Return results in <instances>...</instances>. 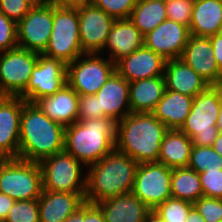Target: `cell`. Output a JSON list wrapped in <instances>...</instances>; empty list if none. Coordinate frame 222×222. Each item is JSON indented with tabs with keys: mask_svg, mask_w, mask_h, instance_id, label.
<instances>
[{
	"mask_svg": "<svg viewBox=\"0 0 222 222\" xmlns=\"http://www.w3.org/2000/svg\"><path fill=\"white\" fill-rule=\"evenodd\" d=\"M212 148L222 157V131L218 132L217 138L212 144Z\"/></svg>",
	"mask_w": 222,
	"mask_h": 222,
	"instance_id": "cell-46",
	"label": "cell"
},
{
	"mask_svg": "<svg viewBox=\"0 0 222 222\" xmlns=\"http://www.w3.org/2000/svg\"><path fill=\"white\" fill-rule=\"evenodd\" d=\"M100 207L105 222H145L151 209L132 192L103 200Z\"/></svg>",
	"mask_w": 222,
	"mask_h": 222,
	"instance_id": "cell-24",
	"label": "cell"
},
{
	"mask_svg": "<svg viewBox=\"0 0 222 222\" xmlns=\"http://www.w3.org/2000/svg\"><path fill=\"white\" fill-rule=\"evenodd\" d=\"M167 127L152 113H129L117 122L115 149L138 164L157 162Z\"/></svg>",
	"mask_w": 222,
	"mask_h": 222,
	"instance_id": "cell-2",
	"label": "cell"
},
{
	"mask_svg": "<svg viewBox=\"0 0 222 222\" xmlns=\"http://www.w3.org/2000/svg\"><path fill=\"white\" fill-rule=\"evenodd\" d=\"M17 47V23L0 12V53Z\"/></svg>",
	"mask_w": 222,
	"mask_h": 222,
	"instance_id": "cell-39",
	"label": "cell"
},
{
	"mask_svg": "<svg viewBox=\"0 0 222 222\" xmlns=\"http://www.w3.org/2000/svg\"><path fill=\"white\" fill-rule=\"evenodd\" d=\"M95 95L98 98L99 110L106 117H111L118 122L131 113L129 82L116 71Z\"/></svg>",
	"mask_w": 222,
	"mask_h": 222,
	"instance_id": "cell-19",
	"label": "cell"
},
{
	"mask_svg": "<svg viewBox=\"0 0 222 222\" xmlns=\"http://www.w3.org/2000/svg\"><path fill=\"white\" fill-rule=\"evenodd\" d=\"M214 86L219 91L220 97H221V101H222V79L219 80Z\"/></svg>",
	"mask_w": 222,
	"mask_h": 222,
	"instance_id": "cell-50",
	"label": "cell"
},
{
	"mask_svg": "<svg viewBox=\"0 0 222 222\" xmlns=\"http://www.w3.org/2000/svg\"><path fill=\"white\" fill-rule=\"evenodd\" d=\"M193 207L206 222L222 221V199L202 196L193 203Z\"/></svg>",
	"mask_w": 222,
	"mask_h": 222,
	"instance_id": "cell-36",
	"label": "cell"
},
{
	"mask_svg": "<svg viewBox=\"0 0 222 222\" xmlns=\"http://www.w3.org/2000/svg\"><path fill=\"white\" fill-rule=\"evenodd\" d=\"M192 139L180 130H168L162 140L158 163L169 168L188 167Z\"/></svg>",
	"mask_w": 222,
	"mask_h": 222,
	"instance_id": "cell-28",
	"label": "cell"
},
{
	"mask_svg": "<svg viewBox=\"0 0 222 222\" xmlns=\"http://www.w3.org/2000/svg\"><path fill=\"white\" fill-rule=\"evenodd\" d=\"M180 59L198 73L210 86L222 79L209 37L191 35Z\"/></svg>",
	"mask_w": 222,
	"mask_h": 222,
	"instance_id": "cell-18",
	"label": "cell"
},
{
	"mask_svg": "<svg viewBox=\"0 0 222 222\" xmlns=\"http://www.w3.org/2000/svg\"><path fill=\"white\" fill-rule=\"evenodd\" d=\"M92 1L93 0H76V4H79V3H90Z\"/></svg>",
	"mask_w": 222,
	"mask_h": 222,
	"instance_id": "cell-51",
	"label": "cell"
},
{
	"mask_svg": "<svg viewBox=\"0 0 222 222\" xmlns=\"http://www.w3.org/2000/svg\"><path fill=\"white\" fill-rule=\"evenodd\" d=\"M166 90L164 76L129 82L131 113L152 112Z\"/></svg>",
	"mask_w": 222,
	"mask_h": 222,
	"instance_id": "cell-26",
	"label": "cell"
},
{
	"mask_svg": "<svg viewBox=\"0 0 222 222\" xmlns=\"http://www.w3.org/2000/svg\"><path fill=\"white\" fill-rule=\"evenodd\" d=\"M166 90L190 97L204 92L210 85L180 58L167 60L164 69Z\"/></svg>",
	"mask_w": 222,
	"mask_h": 222,
	"instance_id": "cell-23",
	"label": "cell"
},
{
	"mask_svg": "<svg viewBox=\"0 0 222 222\" xmlns=\"http://www.w3.org/2000/svg\"><path fill=\"white\" fill-rule=\"evenodd\" d=\"M145 222H165L155 211L151 210L146 219Z\"/></svg>",
	"mask_w": 222,
	"mask_h": 222,
	"instance_id": "cell-47",
	"label": "cell"
},
{
	"mask_svg": "<svg viewBox=\"0 0 222 222\" xmlns=\"http://www.w3.org/2000/svg\"><path fill=\"white\" fill-rule=\"evenodd\" d=\"M42 190V172L38 162L0 159V193L20 201L38 199Z\"/></svg>",
	"mask_w": 222,
	"mask_h": 222,
	"instance_id": "cell-7",
	"label": "cell"
},
{
	"mask_svg": "<svg viewBox=\"0 0 222 222\" xmlns=\"http://www.w3.org/2000/svg\"><path fill=\"white\" fill-rule=\"evenodd\" d=\"M85 202V193L42 190L38 198L40 222H63Z\"/></svg>",
	"mask_w": 222,
	"mask_h": 222,
	"instance_id": "cell-21",
	"label": "cell"
},
{
	"mask_svg": "<svg viewBox=\"0 0 222 222\" xmlns=\"http://www.w3.org/2000/svg\"><path fill=\"white\" fill-rule=\"evenodd\" d=\"M194 0L166 1L167 19L190 27Z\"/></svg>",
	"mask_w": 222,
	"mask_h": 222,
	"instance_id": "cell-35",
	"label": "cell"
},
{
	"mask_svg": "<svg viewBox=\"0 0 222 222\" xmlns=\"http://www.w3.org/2000/svg\"><path fill=\"white\" fill-rule=\"evenodd\" d=\"M106 117L99 110L98 98L96 95H79L78 120H89Z\"/></svg>",
	"mask_w": 222,
	"mask_h": 222,
	"instance_id": "cell-40",
	"label": "cell"
},
{
	"mask_svg": "<svg viewBox=\"0 0 222 222\" xmlns=\"http://www.w3.org/2000/svg\"><path fill=\"white\" fill-rule=\"evenodd\" d=\"M43 54L66 64L85 54L80 43L77 4L53 3V28Z\"/></svg>",
	"mask_w": 222,
	"mask_h": 222,
	"instance_id": "cell-6",
	"label": "cell"
},
{
	"mask_svg": "<svg viewBox=\"0 0 222 222\" xmlns=\"http://www.w3.org/2000/svg\"><path fill=\"white\" fill-rule=\"evenodd\" d=\"M63 222H84V203Z\"/></svg>",
	"mask_w": 222,
	"mask_h": 222,
	"instance_id": "cell-44",
	"label": "cell"
},
{
	"mask_svg": "<svg viewBox=\"0 0 222 222\" xmlns=\"http://www.w3.org/2000/svg\"><path fill=\"white\" fill-rule=\"evenodd\" d=\"M53 28V3L38 1L17 23L18 47L43 53Z\"/></svg>",
	"mask_w": 222,
	"mask_h": 222,
	"instance_id": "cell-11",
	"label": "cell"
},
{
	"mask_svg": "<svg viewBox=\"0 0 222 222\" xmlns=\"http://www.w3.org/2000/svg\"><path fill=\"white\" fill-rule=\"evenodd\" d=\"M172 168L158 162L140 163L137 167L132 193L151 210L171 194Z\"/></svg>",
	"mask_w": 222,
	"mask_h": 222,
	"instance_id": "cell-12",
	"label": "cell"
},
{
	"mask_svg": "<svg viewBox=\"0 0 222 222\" xmlns=\"http://www.w3.org/2000/svg\"><path fill=\"white\" fill-rule=\"evenodd\" d=\"M115 71L116 63L110 59L85 53L67 64V83L79 95H95Z\"/></svg>",
	"mask_w": 222,
	"mask_h": 222,
	"instance_id": "cell-9",
	"label": "cell"
},
{
	"mask_svg": "<svg viewBox=\"0 0 222 222\" xmlns=\"http://www.w3.org/2000/svg\"><path fill=\"white\" fill-rule=\"evenodd\" d=\"M221 103L215 86H209L193 98L190 113L180 129L192 139L193 145L212 146L219 132L217 120Z\"/></svg>",
	"mask_w": 222,
	"mask_h": 222,
	"instance_id": "cell-5",
	"label": "cell"
},
{
	"mask_svg": "<svg viewBox=\"0 0 222 222\" xmlns=\"http://www.w3.org/2000/svg\"><path fill=\"white\" fill-rule=\"evenodd\" d=\"M3 222H40L38 199L15 201Z\"/></svg>",
	"mask_w": 222,
	"mask_h": 222,
	"instance_id": "cell-33",
	"label": "cell"
},
{
	"mask_svg": "<svg viewBox=\"0 0 222 222\" xmlns=\"http://www.w3.org/2000/svg\"><path fill=\"white\" fill-rule=\"evenodd\" d=\"M39 53L20 47L0 54V96H19L27 87Z\"/></svg>",
	"mask_w": 222,
	"mask_h": 222,
	"instance_id": "cell-10",
	"label": "cell"
},
{
	"mask_svg": "<svg viewBox=\"0 0 222 222\" xmlns=\"http://www.w3.org/2000/svg\"><path fill=\"white\" fill-rule=\"evenodd\" d=\"M171 194L173 198L194 203L203 196L199 174L188 168H172Z\"/></svg>",
	"mask_w": 222,
	"mask_h": 222,
	"instance_id": "cell-30",
	"label": "cell"
},
{
	"mask_svg": "<svg viewBox=\"0 0 222 222\" xmlns=\"http://www.w3.org/2000/svg\"><path fill=\"white\" fill-rule=\"evenodd\" d=\"M37 2L38 0H0V12L18 23Z\"/></svg>",
	"mask_w": 222,
	"mask_h": 222,
	"instance_id": "cell-37",
	"label": "cell"
},
{
	"mask_svg": "<svg viewBox=\"0 0 222 222\" xmlns=\"http://www.w3.org/2000/svg\"><path fill=\"white\" fill-rule=\"evenodd\" d=\"M39 165L43 190L66 193L86 192V176H82L81 170L85 165L65 150L43 159Z\"/></svg>",
	"mask_w": 222,
	"mask_h": 222,
	"instance_id": "cell-8",
	"label": "cell"
},
{
	"mask_svg": "<svg viewBox=\"0 0 222 222\" xmlns=\"http://www.w3.org/2000/svg\"><path fill=\"white\" fill-rule=\"evenodd\" d=\"M24 99L0 96V159L18 158Z\"/></svg>",
	"mask_w": 222,
	"mask_h": 222,
	"instance_id": "cell-16",
	"label": "cell"
},
{
	"mask_svg": "<svg viewBox=\"0 0 222 222\" xmlns=\"http://www.w3.org/2000/svg\"><path fill=\"white\" fill-rule=\"evenodd\" d=\"M194 97L165 90L151 112L168 130H180L189 115Z\"/></svg>",
	"mask_w": 222,
	"mask_h": 222,
	"instance_id": "cell-25",
	"label": "cell"
},
{
	"mask_svg": "<svg viewBox=\"0 0 222 222\" xmlns=\"http://www.w3.org/2000/svg\"><path fill=\"white\" fill-rule=\"evenodd\" d=\"M54 4H76V0H50Z\"/></svg>",
	"mask_w": 222,
	"mask_h": 222,
	"instance_id": "cell-48",
	"label": "cell"
},
{
	"mask_svg": "<svg viewBox=\"0 0 222 222\" xmlns=\"http://www.w3.org/2000/svg\"><path fill=\"white\" fill-rule=\"evenodd\" d=\"M15 203V200L6 194L0 193V222H3L11 207Z\"/></svg>",
	"mask_w": 222,
	"mask_h": 222,
	"instance_id": "cell-43",
	"label": "cell"
},
{
	"mask_svg": "<svg viewBox=\"0 0 222 222\" xmlns=\"http://www.w3.org/2000/svg\"><path fill=\"white\" fill-rule=\"evenodd\" d=\"M116 131L111 117L78 120L65 127L64 150L89 166L115 149Z\"/></svg>",
	"mask_w": 222,
	"mask_h": 222,
	"instance_id": "cell-4",
	"label": "cell"
},
{
	"mask_svg": "<svg viewBox=\"0 0 222 222\" xmlns=\"http://www.w3.org/2000/svg\"><path fill=\"white\" fill-rule=\"evenodd\" d=\"M185 222H206V221L200 215V213L193 207L190 210Z\"/></svg>",
	"mask_w": 222,
	"mask_h": 222,
	"instance_id": "cell-45",
	"label": "cell"
},
{
	"mask_svg": "<svg viewBox=\"0 0 222 222\" xmlns=\"http://www.w3.org/2000/svg\"><path fill=\"white\" fill-rule=\"evenodd\" d=\"M79 36L84 53L101 54L116 19L92 2L77 4Z\"/></svg>",
	"mask_w": 222,
	"mask_h": 222,
	"instance_id": "cell-14",
	"label": "cell"
},
{
	"mask_svg": "<svg viewBox=\"0 0 222 222\" xmlns=\"http://www.w3.org/2000/svg\"><path fill=\"white\" fill-rule=\"evenodd\" d=\"M78 100L79 94L66 83L54 95L34 103L50 120L67 127L78 121Z\"/></svg>",
	"mask_w": 222,
	"mask_h": 222,
	"instance_id": "cell-20",
	"label": "cell"
},
{
	"mask_svg": "<svg viewBox=\"0 0 222 222\" xmlns=\"http://www.w3.org/2000/svg\"><path fill=\"white\" fill-rule=\"evenodd\" d=\"M189 29L191 35L201 37L222 32V1L194 0Z\"/></svg>",
	"mask_w": 222,
	"mask_h": 222,
	"instance_id": "cell-27",
	"label": "cell"
},
{
	"mask_svg": "<svg viewBox=\"0 0 222 222\" xmlns=\"http://www.w3.org/2000/svg\"><path fill=\"white\" fill-rule=\"evenodd\" d=\"M203 196L222 199V169L199 173Z\"/></svg>",
	"mask_w": 222,
	"mask_h": 222,
	"instance_id": "cell-38",
	"label": "cell"
},
{
	"mask_svg": "<svg viewBox=\"0 0 222 222\" xmlns=\"http://www.w3.org/2000/svg\"><path fill=\"white\" fill-rule=\"evenodd\" d=\"M137 0H93L92 3L114 19H129Z\"/></svg>",
	"mask_w": 222,
	"mask_h": 222,
	"instance_id": "cell-34",
	"label": "cell"
},
{
	"mask_svg": "<svg viewBox=\"0 0 222 222\" xmlns=\"http://www.w3.org/2000/svg\"><path fill=\"white\" fill-rule=\"evenodd\" d=\"M67 83V64L39 53L26 89L19 95L27 102L54 95Z\"/></svg>",
	"mask_w": 222,
	"mask_h": 222,
	"instance_id": "cell-13",
	"label": "cell"
},
{
	"mask_svg": "<svg viewBox=\"0 0 222 222\" xmlns=\"http://www.w3.org/2000/svg\"><path fill=\"white\" fill-rule=\"evenodd\" d=\"M217 127H218L219 131H222V103H221L219 117L217 120Z\"/></svg>",
	"mask_w": 222,
	"mask_h": 222,
	"instance_id": "cell-49",
	"label": "cell"
},
{
	"mask_svg": "<svg viewBox=\"0 0 222 222\" xmlns=\"http://www.w3.org/2000/svg\"><path fill=\"white\" fill-rule=\"evenodd\" d=\"M138 163L116 149L98 162L89 165L86 175L85 201L103 200L131 193Z\"/></svg>",
	"mask_w": 222,
	"mask_h": 222,
	"instance_id": "cell-3",
	"label": "cell"
},
{
	"mask_svg": "<svg viewBox=\"0 0 222 222\" xmlns=\"http://www.w3.org/2000/svg\"><path fill=\"white\" fill-rule=\"evenodd\" d=\"M144 46V35L130 19H116L104 46L110 52L108 58L116 63L121 58Z\"/></svg>",
	"mask_w": 222,
	"mask_h": 222,
	"instance_id": "cell-22",
	"label": "cell"
},
{
	"mask_svg": "<svg viewBox=\"0 0 222 222\" xmlns=\"http://www.w3.org/2000/svg\"><path fill=\"white\" fill-rule=\"evenodd\" d=\"M188 168L198 174L205 170H221L222 157L215 152L212 146H192Z\"/></svg>",
	"mask_w": 222,
	"mask_h": 222,
	"instance_id": "cell-31",
	"label": "cell"
},
{
	"mask_svg": "<svg viewBox=\"0 0 222 222\" xmlns=\"http://www.w3.org/2000/svg\"><path fill=\"white\" fill-rule=\"evenodd\" d=\"M166 61L161 55L143 46L116 62V72L128 82L164 76Z\"/></svg>",
	"mask_w": 222,
	"mask_h": 222,
	"instance_id": "cell-17",
	"label": "cell"
},
{
	"mask_svg": "<svg viewBox=\"0 0 222 222\" xmlns=\"http://www.w3.org/2000/svg\"><path fill=\"white\" fill-rule=\"evenodd\" d=\"M190 36L189 27L166 19L144 35V46L165 60H172L181 57Z\"/></svg>",
	"mask_w": 222,
	"mask_h": 222,
	"instance_id": "cell-15",
	"label": "cell"
},
{
	"mask_svg": "<svg viewBox=\"0 0 222 222\" xmlns=\"http://www.w3.org/2000/svg\"><path fill=\"white\" fill-rule=\"evenodd\" d=\"M209 38L213 48V55L217 62V66L222 72V32L210 36Z\"/></svg>",
	"mask_w": 222,
	"mask_h": 222,
	"instance_id": "cell-42",
	"label": "cell"
},
{
	"mask_svg": "<svg viewBox=\"0 0 222 222\" xmlns=\"http://www.w3.org/2000/svg\"><path fill=\"white\" fill-rule=\"evenodd\" d=\"M65 127L50 120L35 103L24 100L18 158L41 162L64 150Z\"/></svg>",
	"mask_w": 222,
	"mask_h": 222,
	"instance_id": "cell-1",
	"label": "cell"
},
{
	"mask_svg": "<svg viewBox=\"0 0 222 222\" xmlns=\"http://www.w3.org/2000/svg\"><path fill=\"white\" fill-rule=\"evenodd\" d=\"M129 19L143 35H146L167 19L166 1L137 0Z\"/></svg>",
	"mask_w": 222,
	"mask_h": 222,
	"instance_id": "cell-29",
	"label": "cell"
},
{
	"mask_svg": "<svg viewBox=\"0 0 222 222\" xmlns=\"http://www.w3.org/2000/svg\"><path fill=\"white\" fill-rule=\"evenodd\" d=\"M193 203L173 197L157 205L155 211L165 222H185Z\"/></svg>",
	"mask_w": 222,
	"mask_h": 222,
	"instance_id": "cell-32",
	"label": "cell"
},
{
	"mask_svg": "<svg viewBox=\"0 0 222 222\" xmlns=\"http://www.w3.org/2000/svg\"><path fill=\"white\" fill-rule=\"evenodd\" d=\"M84 222H105L104 215L97 204L84 202Z\"/></svg>",
	"mask_w": 222,
	"mask_h": 222,
	"instance_id": "cell-41",
	"label": "cell"
}]
</instances>
